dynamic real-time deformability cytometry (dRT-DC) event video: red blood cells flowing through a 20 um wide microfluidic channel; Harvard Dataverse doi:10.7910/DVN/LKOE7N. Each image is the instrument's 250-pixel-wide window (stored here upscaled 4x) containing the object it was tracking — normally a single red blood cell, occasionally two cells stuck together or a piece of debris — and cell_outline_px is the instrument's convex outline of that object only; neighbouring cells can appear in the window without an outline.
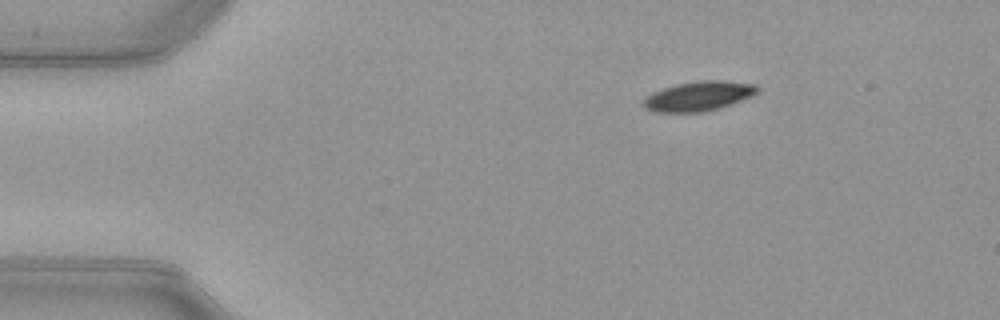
{"species": "common noctule bat (a hibernating species)", "species_latin": "Nyctalus noctula", "temperature_condition": "warm", "stored_images_in_passage": 46, "camera_frame_rate_fps": 3000, "um_per_image_px": 0.085, "animal": {"sex": "female", "body_mass_g": 21.9}, "frame": {"image": 1, "passage_image": 2, "time_ms": 0.333, "image_size_px": [1000, 320], "cell_outline_px": [[760, 88], [752, 96], [720, 108], [704, 112], [656, 112], [644, 108], [640, 104], [652, 92], [676, 84], [700, 80], [724, 80], [756, 84]], "centroid_in_image_um": [59.38, 8.17], "position_along_channel_um": 25.6, "area_um2": 19.77}}
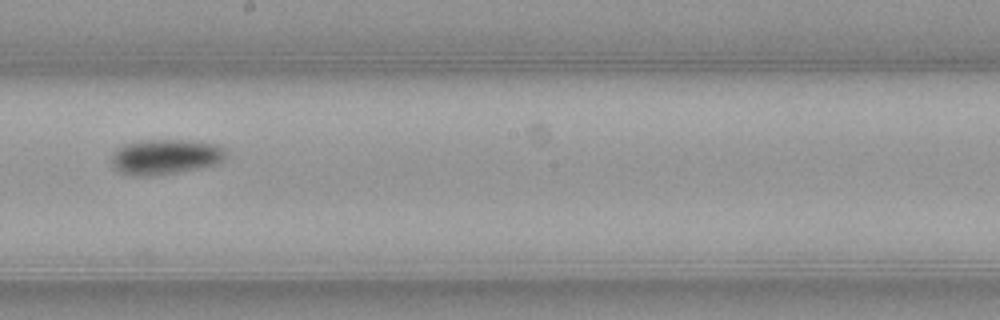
{"frame": {"image": 2, "passage_image": 23, "time_ms": 7.333, "image_size_px": [1000, 320], "cell_outline_px": [[224, 160], [216, 164], [176, 172], [148, 176], [132, 176], [120, 172], [112, 164], [112, 152], [116, 148], [124, 144], [140, 140], [192, 140], [216, 144], [224, 148]], "centroid_in_image_um": [14.02, 13.31], "position_along_channel_um": 234.2, "area_um2": 23.41}}
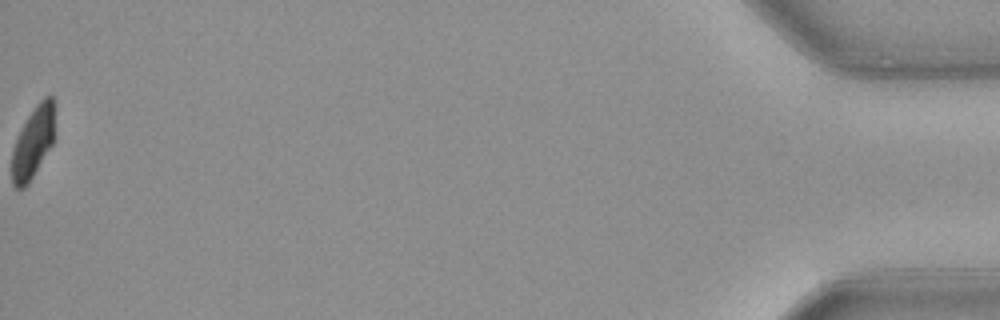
{"frame": {"image": 3, "passage_image": 46, "time_ms": 15.0, "image_size_px": [1000, 320], "cell_outline_px": [[56, 136], [52, 144], [28, 184], [24, 188], [16, 188], [12, 184], [12, 148], [28, 116], [36, 104], [44, 96], [52, 96], [56, 100]], "centroid_in_image_um": [2.88, 12.02], "position_along_channel_um": 432.3, "area_um2": 18.32}, "authors_computed_cell_mechanics": {"area_um2": 20.8947, "velocity_mm_per_s": 3.9755, "shape_relaxation_time_tau1_ms": 4.1316, "shape_relaxation_time_tau2_ms": 8.5881, "deformation_change_tau1": 0.1343, "deformation_change_tau2": 0.0922}}